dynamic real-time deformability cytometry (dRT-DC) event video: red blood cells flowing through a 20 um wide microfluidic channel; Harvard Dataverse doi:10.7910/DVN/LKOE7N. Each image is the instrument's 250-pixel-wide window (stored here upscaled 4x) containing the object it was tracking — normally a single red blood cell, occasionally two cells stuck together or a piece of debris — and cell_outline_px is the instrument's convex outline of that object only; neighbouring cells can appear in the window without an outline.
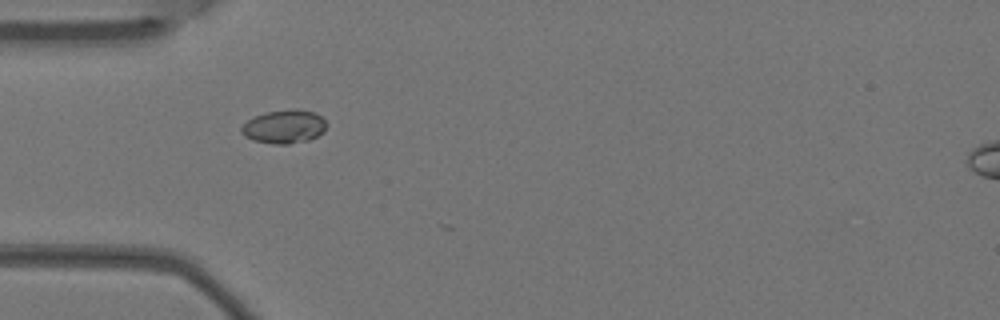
{"species": "Egyptian fruit bat (a non-hibernating species)", "species_latin": "Rousettus aegyptiacus", "temperature_condition": "warm", "stored_images_in_passage": 3, "camera_frame_rate_fps": 3000, "um_per_image_px": 0.085, "animal": {"sex": "female"}, "frame": {"image": 1, "passage_image": 2, "time_ms": 0.333, "image_size_px": [1000, 320], "cell_outline_px": [[328, 124], [324, 132], [308, 140], [288, 144], [276, 144], [252, 140], [244, 136], [240, 132], [240, 128], [252, 116], [264, 112], [292, 108], [300, 108], [316, 112]], "centroid_in_image_um": [24.16, 10.74], "position_along_channel_um": 60.8, "area_um2": 16.99}}
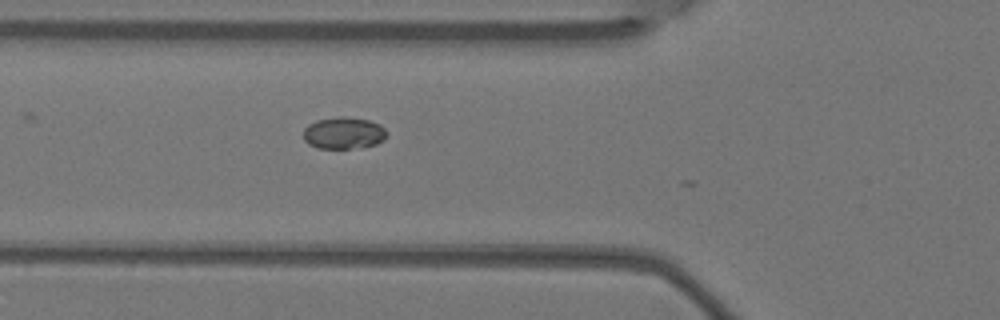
{"frame": {"image": 2, "passage_image": 3, "time_ms": 0.667, "image_size_px": [1000, 320], "cell_outline_px": [[388, 132], [384, 140], [376, 144], [360, 148], [316, 148], [308, 144], [304, 140], [304, 128], [308, 124], [316, 120], [340, 116], [368, 120], [380, 124]], "centroid_in_image_um": [29.21, 11.31], "position_along_channel_um": 96.6, "area_um2": 15.61}}